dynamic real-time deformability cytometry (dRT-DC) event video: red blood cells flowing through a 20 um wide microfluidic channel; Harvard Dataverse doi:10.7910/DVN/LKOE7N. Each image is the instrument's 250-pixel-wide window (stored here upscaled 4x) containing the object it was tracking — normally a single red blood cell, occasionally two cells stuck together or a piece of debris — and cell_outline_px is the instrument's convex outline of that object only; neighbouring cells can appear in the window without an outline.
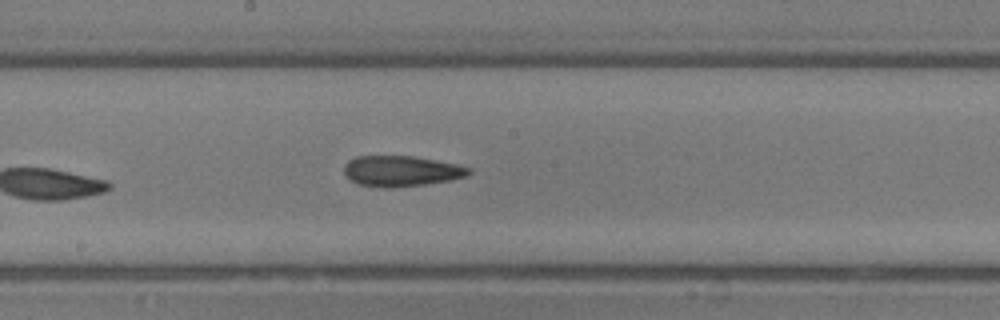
{"species": "common noctule bat (a hibernating species)", "species_latin": "Nyctalus noctula", "temperature_condition": "room temperature", "stored_images_in_passage": 8, "camera_frame_rate_fps": 3000, "um_per_image_px": 0.085, "animal": {"sex": "male", "body_mass_g": 13.3}, "frame": {"image": 1, "passage_image": 8, "time_ms": 2.333, "image_size_px": [1000, 320], "cell_outline_px": [[472, 172], [468, 176], [452, 180], [424, 184], [388, 188], [380, 188], [356, 184], [348, 180], [344, 172], [344, 164], [348, 160], [356, 156], [412, 156], [436, 160], [456, 164], [472, 168]], "centroid_in_image_um": [34.08, 14.55], "position_along_channel_um": 214.1, "area_um2": 22.6}}